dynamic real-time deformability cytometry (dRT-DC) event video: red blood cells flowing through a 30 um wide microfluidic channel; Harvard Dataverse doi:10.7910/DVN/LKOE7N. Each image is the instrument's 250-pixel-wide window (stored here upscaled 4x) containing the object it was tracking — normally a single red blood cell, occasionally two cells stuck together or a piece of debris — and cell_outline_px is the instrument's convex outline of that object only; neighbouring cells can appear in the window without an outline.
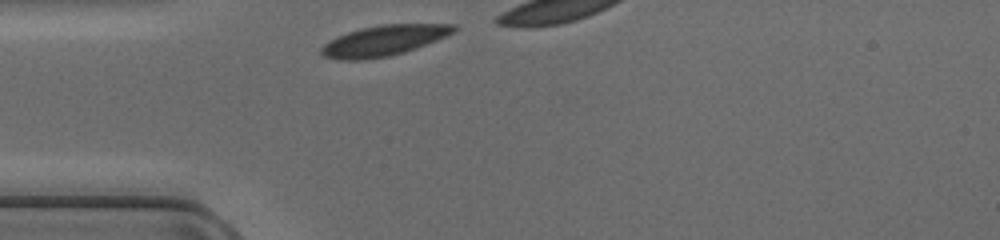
{"species": "common noctule bat (a hibernating species)", "species_latin": "Nyctalus noctula", "temperature_condition": "cold", "stored_images_in_passage": 8, "camera_frame_rate_fps": 3000, "um_per_image_px": 0.085, "animal": {"sex": "female", "body_mass_g": 17.0, "forearm_length_mm": 48.0}, "frame": {"image": 1, "passage_image": 1, "time_ms": 0.0, "image_size_px": [1000, 240], "cell_outline_px": [[456, 28], [452, 32], [436, 40], [416, 48], [404, 52], [388, 56], [364, 60], [340, 60], [324, 56], [320, 52], [320, 48], [328, 40], [336, 36], [360, 28], [380, 24], [456, 24]], "centroid_in_image_um": [32.56, 3.45], "position_along_channel_um": 52.4, "area_um2": 23.47}}
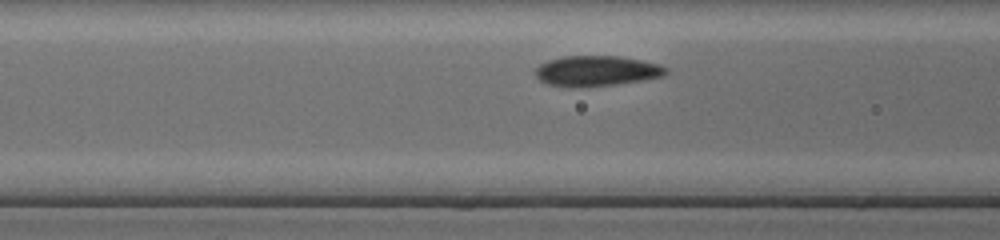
{"frame": {"image": 2, "passage_image": 6, "time_ms": 1.667, "image_size_px": [1000, 240], "cell_outline_px": [[668, 72], [664, 76], [644, 80], [616, 84], [580, 88], [572, 88], [548, 84], [540, 80], [536, 76], [536, 68], [540, 64], [548, 60], [564, 56], [620, 56], [660, 64], [668, 68]], "centroid_in_image_um": [50.73, 6.04], "position_along_channel_um": 115.9, "area_um2": 23.35}}